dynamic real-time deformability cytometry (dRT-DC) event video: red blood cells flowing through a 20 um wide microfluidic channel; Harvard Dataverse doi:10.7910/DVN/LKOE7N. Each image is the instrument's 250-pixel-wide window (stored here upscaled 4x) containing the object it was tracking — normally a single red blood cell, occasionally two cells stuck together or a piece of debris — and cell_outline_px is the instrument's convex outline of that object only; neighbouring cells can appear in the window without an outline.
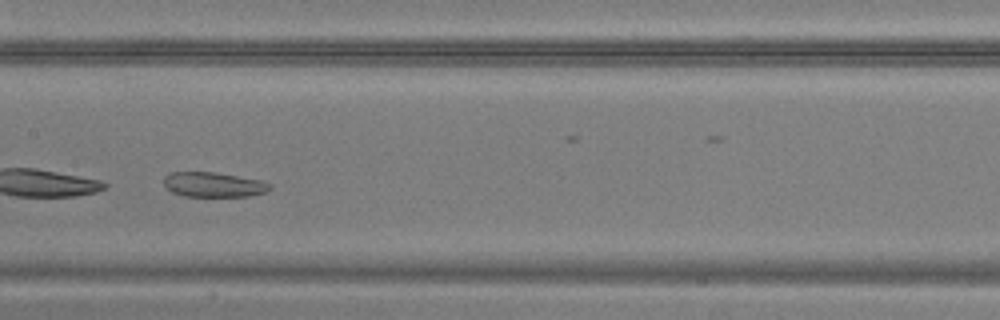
{"species": "common noctule bat (a hibernating species)", "species_latin": "Nyctalus noctula", "temperature_condition": "warm", "stored_images_in_passage": 32, "camera_frame_rate_fps": 3000, "um_per_image_px": 0.085, "animal": {"sex": "male", "body_mass_g": 20.5, "forearm_length_mm": 52.5}, "frame": {"image": 1, "passage_image": 12, "time_ms": 3.667, "image_size_px": [1000, 320], "cell_outline_px": [[272, 188], [264, 192], [248, 196], [184, 196], [172, 192], [164, 184], [164, 176], [168, 172], [216, 172], [260, 180], [272, 184]], "centroid_in_image_um": [18.14, 15.68], "position_along_channel_um": 189.3, "area_um2": 15.32}}